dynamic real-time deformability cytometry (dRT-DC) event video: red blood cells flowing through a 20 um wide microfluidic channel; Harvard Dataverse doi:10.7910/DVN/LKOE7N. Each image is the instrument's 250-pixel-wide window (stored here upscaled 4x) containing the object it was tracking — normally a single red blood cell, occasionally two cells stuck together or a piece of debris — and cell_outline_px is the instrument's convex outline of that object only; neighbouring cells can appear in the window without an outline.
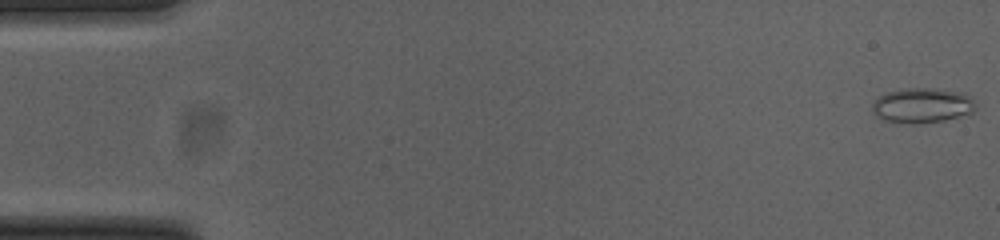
{"species": "common noctule bat (a hibernating species)", "species_latin": "Nyctalus noctula", "temperature_condition": "cold", "stored_images_in_passage": 42, "camera_frame_rate_fps": 3000, "um_per_image_px": 0.085, "animal": {"sex": "female", "body_mass_g": 23.0, "forearm_length_mm": 53.4}, "frame": {"image": 1, "passage_image": 1, "time_ms": 0.0, "image_size_px": [1000, 240], "cell_outline_px": [[976, 108], [972, 112], [944, 120], [916, 124], [908, 124], [884, 120], [876, 116], [872, 112], [872, 104], [880, 96], [888, 92], [908, 88], [932, 88], [964, 92], [972, 96], [976, 104]], "centroid_in_image_um": [78.41, 8.96], "position_along_channel_um": 6.6, "area_um2": 21.15}, "authors_computed_cell_mechanics": {"area_um2": 17.34, "velocity_mm_per_s": 3.7348, "shape_relaxation_time_tau1_ms": 3.8675, "shape_relaxation_time_tau2_ms": null, "deformation_change_tau1": 0.0696, "deformation_change_tau2": null}}